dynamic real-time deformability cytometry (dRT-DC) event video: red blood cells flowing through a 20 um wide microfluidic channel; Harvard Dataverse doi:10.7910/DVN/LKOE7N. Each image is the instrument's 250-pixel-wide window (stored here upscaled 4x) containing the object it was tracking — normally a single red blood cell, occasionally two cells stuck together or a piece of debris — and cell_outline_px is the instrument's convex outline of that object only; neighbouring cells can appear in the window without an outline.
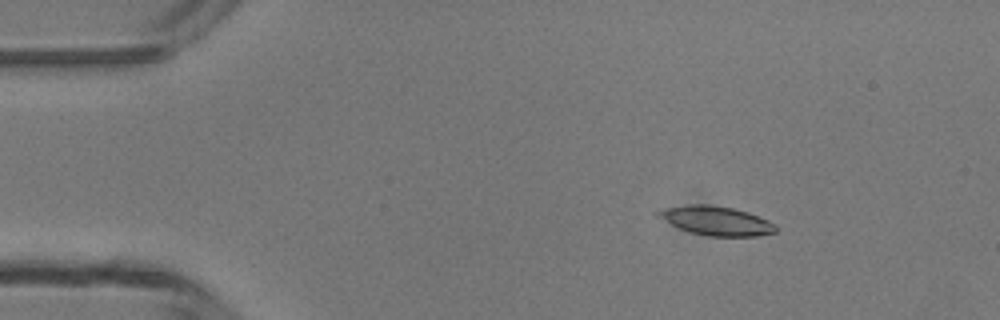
{"species": "common noctule bat (a hibernating species)", "species_latin": "Nyctalus noctula", "temperature_condition": "room temperature", "stored_images_in_passage": 3, "camera_frame_rate_fps": 3000, "um_per_image_px": 0.085, "animal": {"sex": "male", "body_mass_g": 13.3}, "frame": {"image": 1, "passage_image": 2, "time_ms": 1.0, "image_size_px": [1000, 320], "cell_outline_px": [[776, 232], [756, 236], [708, 236], [692, 232], [680, 228], [656, 216], [652, 212], [668, 208], [692, 204], [708, 204], [732, 208], [748, 212], [768, 220], [776, 224]], "centroid_in_image_um": [60.89, 18.76], "position_along_channel_um": 24.1, "area_um2": 19.71}}